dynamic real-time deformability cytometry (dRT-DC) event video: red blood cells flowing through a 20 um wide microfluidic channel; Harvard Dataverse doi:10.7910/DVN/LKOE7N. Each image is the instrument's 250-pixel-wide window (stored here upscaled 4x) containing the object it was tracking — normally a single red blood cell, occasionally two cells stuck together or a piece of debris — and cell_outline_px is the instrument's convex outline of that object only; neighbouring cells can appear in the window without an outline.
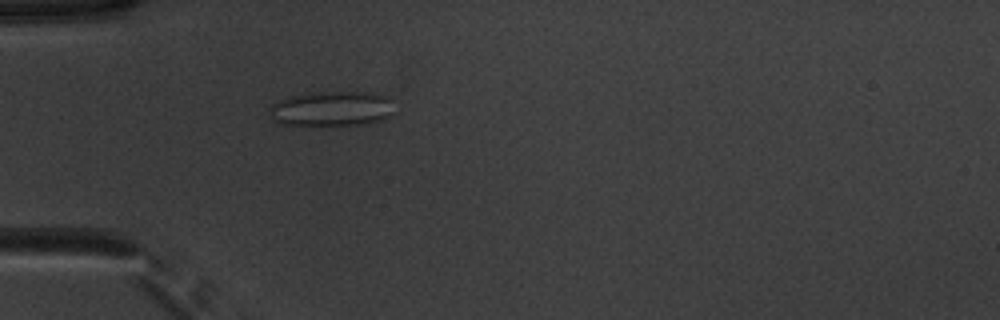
{"species": "common noctule bat (a hibernating species)", "species_latin": "Nyctalus noctula", "temperature_condition": "warm", "stored_images_in_passage": 49, "camera_frame_rate_fps": 3000, "um_per_image_px": 0.085, "animal": {"sex": "male", "body_mass_g": 20.1, "forearm_length_mm": 53.5}, "frame": {"image": 1, "passage_image": 13, "time_ms": 4.0, "image_size_px": [1000, 320], "cell_outline_px": [[392, 116], [380, 120], [360, 124], [284, 124], [268, 116], [268, 108], [272, 104], [280, 100], [292, 96], [308, 92], [356, 92], [388, 96], [392, 112]], "centroid_in_image_um": [28.15, 9.22], "position_along_channel_um": 56.9, "area_um2": 24.85}}
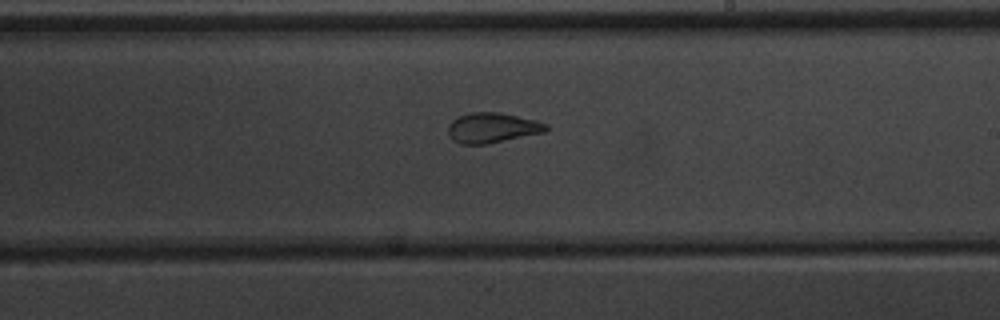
{"frame": {"image": 2, "passage_image": 28, "time_ms": 9.0, "image_size_px": [1000, 320], "cell_outline_px": [[548, 128], [544, 132], [484, 144], [460, 144], [452, 140], [448, 132], [448, 124], [456, 116], [472, 112], [496, 112], [516, 116], [548, 124]], "centroid_in_image_um": [41.77, 10.86], "position_along_channel_um": 247.2, "area_um2": 16.94}}
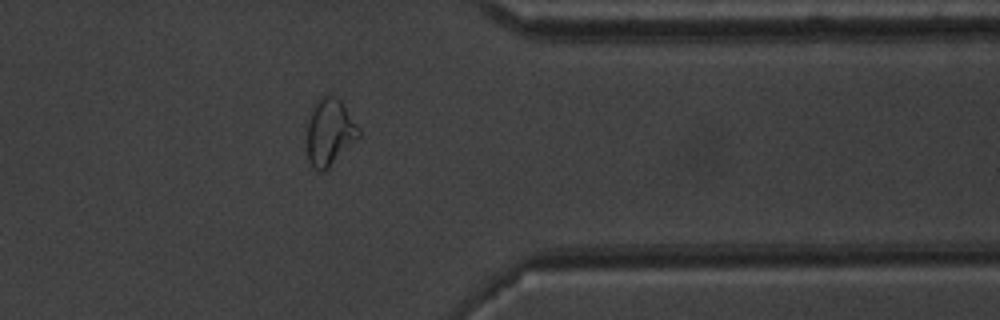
{"frame": {"image": 3, "passage_image": 39, "time_ms": 12.667, "image_size_px": [1000, 320], "cell_outline_px": [[360, 136], [324, 172], [320, 172], [308, 160], [308, 120], [312, 108], [316, 100], [320, 96], [332, 96], [340, 100], [360, 128]], "centroid_in_image_um": [28.03, 11.22], "position_along_channel_um": 383.4, "area_um2": 19.83}, "authors_computed_cell_mechanics": {"area_um2": 20.519, "velocity_mm_per_s": 3.9413, "shape_relaxation_time_tau1_ms": null, "shape_relaxation_time_tau2_ms": 1.5006, "deformation_change_tau1": null, "deformation_change_tau2": 0.0886}}